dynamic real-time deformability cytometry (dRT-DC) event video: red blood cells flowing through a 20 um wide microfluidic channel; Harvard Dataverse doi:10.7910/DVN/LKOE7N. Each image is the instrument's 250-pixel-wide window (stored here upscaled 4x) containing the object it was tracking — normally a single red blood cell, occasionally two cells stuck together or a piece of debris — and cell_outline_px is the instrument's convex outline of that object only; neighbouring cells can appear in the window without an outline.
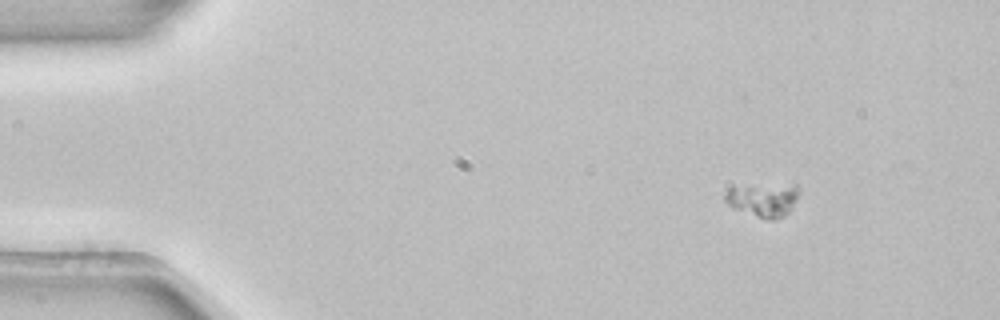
{"species": "common noctule bat (a hibernating species)", "species_latin": "Nyctalus noctula", "temperature_condition": "room temperature", "stored_images_in_passage": 5, "segment_of_instrument_passage": [2, 2], "camera_frame_rate_fps": 3000, "um_per_image_px": 0.085, "animal": {"sex": "female", "body_mass_g": 22.7, "forearm_length_mm": 54.2}, "frame": {"image": 1, "passage_image": 5, "time_ms": 1.333, "image_size_px": [1000, 320], "cell_outline_px": [[800, 192], [792, 208], [784, 216], [772, 220], [768, 220], [732, 208], [724, 200], [724, 192], [728, 188], [792, 184], [796, 184]], "centroid_in_image_um": [64.88, 17.0], "position_along_channel_um": 20.1, "area_um2": 14.28}}